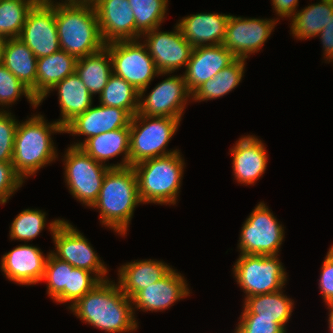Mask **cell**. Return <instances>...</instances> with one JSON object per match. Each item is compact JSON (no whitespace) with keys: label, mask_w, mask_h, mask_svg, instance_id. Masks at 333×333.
<instances>
[{"label":"cell","mask_w":333,"mask_h":333,"mask_svg":"<svg viewBox=\"0 0 333 333\" xmlns=\"http://www.w3.org/2000/svg\"><path fill=\"white\" fill-rule=\"evenodd\" d=\"M114 280H104L69 310L77 318L106 333H129L138 329L132 300Z\"/></svg>","instance_id":"obj_1"},{"label":"cell","mask_w":333,"mask_h":333,"mask_svg":"<svg viewBox=\"0 0 333 333\" xmlns=\"http://www.w3.org/2000/svg\"><path fill=\"white\" fill-rule=\"evenodd\" d=\"M47 121L44 115L34 114L26 121L18 122L12 164L23 181L58 158L51 135L64 133V128L57 121Z\"/></svg>","instance_id":"obj_2"},{"label":"cell","mask_w":333,"mask_h":333,"mask_svg":"<svg viewBox=\"0 0 333 333\" xmlns=\"http://www.w3.org/2000/svg\"><path fill=\"white\" fill-rule=\"evenodd\" d=\"M141 203L135 171L128 166L108 169L98 198L91 208L99 210L103 226L125 236L135 207Z\"/></svg>","instance_id":"obj_3"},{"label":"cell","mask_w":333,"mask_h":333,"mask_svg":"<svg viewBox=\"0 0 333 333\" xmlns=\"http://www.w3.org/2000/svg\"><path fill=\"white\" fill-rule=\"evenodd\" d=\"M55 19L60 50L79 59L105 47L93 3H56Z\"/></svg>","instance_id":"obj_4"},{"label":"cell","mask_w":333,"mask_h":333,"mask_svg":"<svg viewBox=\"0 0 333 333\" xmlns=\"http://www.w3.org/2000/svg\"><path fill=\"white\" fill-rule=\"evenodd\" d=\"M142 204L176 205L185 167L180 151L132 166Z\"/></svg>","instance_id":"obj_5"},{"label":"cell","mask_w":333,"mask_h":333,"mask_svg":"<svg viewBox=\"0 0 333 333\" xmlns=\"http://www.w3.org/2000/svg\"><path fill=\"white\" fill-rule=\"evenodd\" d=\"M181 119L135 114L130 123L129 166L179 149L169 150V144L180 126Z\"/></svg>","instance_id":"obj_6"},{"label":"cell","mask_w":333,"mask_h":333,"mask_svg":"<svg viewBox=\"0 0 333 333\" xmlns=\"http://www.w3.org/2000/svg\"><path fill=\"white\" fill-rule=\"evenodd\" d=\"M48 229L52 235L55 250L50 252L60 260L66 261L76 268L92 272L100 281L109 279L108 268L102 262L91 243L65 219H54L49 222Z\"/></svg>","instance_id":"obj_7"},{"label":"cell","mask_w":333,"mask_h":333,"mask_svg":"<svg viewBox=\"0 0 333 333\" xmlns=\"http://www.w3.org/2000/svg\"><path fill=\"white\" fill-rule=\"evenodd\" d=\"M282 264L279 255L239 254L232 271L247 298L283 289L288 277Z\"/></svg>","instance_id":"obj_8"},{"label":"cell","mask_w":333,"mask_h":333,"mask_svg":"<svg viewBox=\"0 0 333 333\" xmlns=\"http://www.w3.org/2000/svg\"><path fill=\"white\" fill-rule=\"evenodd\" d=\"M142 40L115 41L105 44L111 55L112 73L122 77L138 92H146L160 73Z\"/></svg>","instance_id":"obj_9"},{"label":"cell","mask_w":333,"mask_h":333,"mask_svg":"<svg viewBox=\"0 0 333 333\" xmlns=\"http://www.w3.org/2000/svg\"><path fill=\"white\" fill-rule=\"evenodd\" d=\"M64 180L70 194L86 207H91L98 198L106 172L110 168L95 161L80 147L70 146L65 150Z\"/></svg>","instance_id":"obj_10"},{"label":"cell","mask_w":333,"mask_h":333,"mask_svg":"<svg viewBox=\"0 0 333 333\" xmlns=\"http://www.w3.org/2000/svg\"><path fill=\"white\" fill-rule=\"evenodd\" d=\"M240 232L237 248L245 255H279L285 239L283 225L263 201L254 207Z\"/></svg>","instance_id":"obj_11"},{"label":"cell","mask_w":333,"mask_h":333,"mask_svg":"<svg viewBox=\"0 0 333 333\" xmlns=\"http://www.w3.org/2000/svg\"><path fill=\"white\" fill-rule=\"evenodd\" d=\"M145 94L139 92L137 114L181 120L187 103L192 99L183 74L170 75L158 83L148 95Z\"/></svg>","instance_id":"obj_12"},{"label":"cell","mask_w":333,"mask_h":333,"mask_svg":"<svg viewBox=\"0 0 333 333\" xmlns=\"http://www.w3.org/2000/svg\"><path fill=\"white\" fill-rule=\"evenodd\" d=\"M279 20L230 15L223 46L236 58L249 59L265 45Z\"/></svg>","instance_id":"obj_13"},{"label":"cell","mask_w":333,"mask_h":333,"mask_svg":"<svg viewBox=\"0 0 333 333\" xmlns=\"http://www.w3.org/2000/svg\"><path fill=\"white\" fill-rule=\"evenodd\" d=\"M36 58L46 57L60 50L55 19V3L39 0L29 11L18 37Z\"/></svg>","instance_id":"obj_14"},{"label":"cell","mask_w":333,"mask_h":333,"mask_svg":"<svg viewBox=\"0 0 333 333\" xmlns=\"http://www.w3.org/2000/svg\"><path fill=\"white\" fill-rule=\"evenodd\" d=\"M160 27L141 35L150 56L160 73H174L186 68L193 46L182 36L176 24L173 31H161ZM143 36V37H142Z\"/></svg>","instance_id":"obj_15"},{"label":"cell","mask_w":333,"mask_h":333,"mask_svg":"<svg viewBox=\"0 0 333 333\" xmlns=\"http://www.w3.org/2000/svg\"><path fill=\"white\" fill-rule=\"evenodd\" d=\"M132 115L125 109L109 107L102 104L90 106L84 113L77 115L64 127V133L72 136H86L83 142L72 143L70 146L80 147L87 139L116 130L130 127Z\"/></svg>","instance_id":"obj_16"},{"label":"cell","mask_w":333,"mask_h":333,"mask_svg":"<svg viewBox=\"0 0 333 333\" xmlns=\"http://www.w3.org/2000/svg\"><path fill=\"white\" fill-rule=\"evenodd\" d=\"M189 294L185 277L172 268L163 278L142 289L131 299L134 315L135 309L143 312L168 310L180 299L190 296Z\"/></svg>","instance_id":"obj_17"},{"label":"cell","mask_w":333,"mask_h":333,"mask_svg":"<svg viewBox=\"0 0 333 333\" xmlns=\"http://www.w3.org/2000/svg\"><path fill=\"white\" fill-rule=\"evenodd\" d=\"M48 254L32 244H20L1 257L3 275L19 285H35L41 282Z\"/></svg>","instance_id":"obj_18"},{"label":"cell","mask_w":333,"mask_h":333,"mask_svg":"<svg viewBox=\"0 0 333 333\" xmlns=\"http://www.w3.org/2000/svg\"><path fill=\"white\" fill-rule=\"evenodd\" d=\"M233 176L239 184L255 185L263 176L268 163L266 146L256 135L241 136L229 149Z\"/></svg>","instance_id":"obj_19"},{"label":"cell","mask_w":333,"mask_h":333,"mask_svg":"<svg viewBox=\"0 0 333 333\" xmlns=\"http://www.w3.org/2000/svg\"><path fill=\"white\" fill-rule=\"evenodd\" d=\"M93 6L105 44L135 40V19L128 0H94Z\"/></svg>","instance_id":"obj_20"},{"label":"cell","mask_w":333,"mask_h":333,"mask_svg":"<svg viewBox=\"0 0 333 333\" xmlns=\"http://www.w3.org/2000/svg\"><path fill=\"white\" fill-rule=\"evenodd\" d=\"M235 59L236 57L223 44L194 47L183 72L189 92L192 94Z\"/></svg>","instance_id":"obj_21"},{"label":"cell","mask_w":333,"mask_h":333,"mask_svg":"<svg viewBox=\"0 0 333 333\" xmlns=\"http://www.w3.org/2000/svg\"><path fill=\"white\" fill-rule=\"evenodd\" d=\"M230 14L196 13L182 17L177 23L182 36L193 46L223 44Z\"/></svg>","instance_id":"obj_22"},{"label":"cell","mask_w":333,"mask_h":333,"mask_svg":"<svg viewBox=\"0 0 333 333\" xmlns=\"http://www.w3.org/2000/svg\"><path fill=\"white\" fill-rule=\"evenodd\" d=\"M172 266L157 259L134 260L118 268V286L132 299L139 291L163 278Z\"/></svg>","instance_id":"obj_23"},{"label":"cell","mask_w":333,"mask_h":333,"mask_svg":"<svg viewBox=\"0 0 333 333\" xmlns=\"http://www.w3.org/2000/svg\"><path fill=\"white\" fill-rule=\"evenodd\" d=\"M80 148L95 161L110 168H123L129 166L130 127L118 128L87 139ZM122 156L117 164H106V161Z\"/></svg>","instance_id":"obj_24"},{"label":"cell","mask_w":333,"mask_h":333,"mask_svg":"<svg viewBox=\"0 0 333 333\" xmlns=\"http://www.w3.org/2000/svg\"><path fill=\"white\" fill-rule=\"evenodd\" d=\"M53 90L58 91L61 112V118L56 121L63 128L77 115L84 113L93 104V96L76 73L67 76L50 89L39 101V106Z\"/></svg>","instance_id":"obj_25"},{"label":"cell","mask_w":333,"mask_h":333,"mask_svg":"<svg viewBox=\"0 0 333 333\" xmlns=\"http://www.w3.org/2000/svg\"><path fill=\"white\" fill-rule=\"evenodd\" d=\"M77 58L59 50L37 59L36 87L31 94L39 102L58 82L75 73Z\"/></svg>","instance_id":"obj_26"},{"label":"cell","mask_w":333,"mask_h":333,"mask_svg":"<svg viewBox=\"0 0 333 333\" xmlns=\"http://www.w3.org/2000/svg\"><path fill=\"white\" fill-rule=\"evenodd\" d=\"M283 292L281 289L245 298L241 314H257L258 318L274 319L287 332L285 326L292 316L294 301Z\"/></svg>","instance_id":"obj_27"},{"label":"cell","mask_w":333,"mask_h":333,"mask_svg":"<svg viewBox=\"0 0 333 333\" xmlns=\"http://www.w3.org/2000/svg\"><path fill=\"white\" fill-rule=\"evenodd\" d=\"M2 64L30 91L36 87L37 58L19 38L6 39Z\"/></svg>","instance_id":"obj_28"},{"label":"cell","mask_w":333,"mask_h":333,"mask_svg":"<svg viewBox=\"0 0 333 333\" xmlns=\"http://www.w3.org/2000/svg\"><path fill=\"white\" fill-rule=\"evenodd\" d=\"M75 73L80 77L91 95L102 93L112 74L111 55L106 47L98 52L79 58Z\"/></svg>","instance_id":"obj_29"},{"label":"cell","mask_w":333,"mask_h":333,"mask_svg":"<svg viewBox=\"0 0 333 333\" xmlns=\"http://www.w3.org/2000/svg\"><path fill=\"white\" fill-rule=\"evenodd\" d=\"M333 13V0H320L297 10L291 18L290 32L298 40L317 37Z\"/></svg>","instance_id":"obj_30"},{"label":"cell","mask_w":333,"mask_h":333,"mask_svg":"<svg viewBox=\"0 0 333 333\" xmlns=\"http://www.w3.org/2000/svg\"><path fill=\"white\" fill-rule=\"evenodd\" d=\"M246 59L236 58L230 65L219 71L213 78L200 85L192 93V101L201 102L223 97L235 89L245 73Z\"/></svg>","instance_id":"obj_31"},{"label":"cell","mask_w":333,"mask_h":333,"mask_svg":"<svg viewBox=\"0 0 333 333\" xmlns=\"http://www.w3.org/2000/svg\"><path fill=\"white\" fill-rule=\"evenodd\" d=\"M99 104L125 109L134 116L139 109V92L122 77L112 73L99 95Z\"/></svg>","instance_id":"obj_32"},{"label":"cell","mask_w":333,"mask_h":333,"mask_svg":"<svg viewBox=\"0 0 333 333\" xmlns=\"http://www.w3.org/2000/svg\"><path fill=\"white\" fill-rule=\"evenodd\" d=\"M135 19V40L160 27L168 14V0H128Z\"/></svg>","instance_id":"obj_33"},{"label":"cell","mask_w":333,"mask_h":333,"mask_svg":"<svg viewBox=\"0 0 333 333\" xmlns=\"http://www.w3.org/2000/svg\"><path fill=\"white\" fill-rule=\"evenodd\" d=\"M39 0H0V36L18 38L29 11Z\"/></svg>","instance_id":"obj_34"},{"label":"cell","mask_w":333,"mask_h":333,"mask_svg":"<svg viewBox=\"0 0 333 333\" xmlns=\"http://www.w3.org/2000/svg\"><path fill=\"white\" fill-rule=\"evenodd\" d=\"M73 266L48 252L41 282H47V294L56 303H68L69 271Z\"/></svg>","instance_id":"obj_35"},{"label":"cell","mask_w":333,"mask_h":333,"mask_svg":"<svg viewBox=\"0 0 333 333\" xmlns=\"http://www.w3.org/2000/svg\"><path fill=\"white\" fill-rule=\"evenodd\" d=\"M46 213L40 209H24L11 223L10 240H19L28 243L35 239L46 227Z\"/></svg>","instance_id":"obj_36"},{"label":"cell","mask_w":333,"mask_h":333,"mask_svg":"<svg viewBox=\"0 0 333 333\" xmlns=\"http://www.w3.org/2000/svg\"><path fill=\"white\" fill-rule=\"evenodd\" d=\"M25 96L27 101L35 109L39 106V102L31 94V91L17 77H15L3 64H0V110L8 108L19 100L21 96ZM9 106V107H8ZM3 107H5L3 109Z\"/></svg>","instance_id":"obj_37"},{"label":"cell","mask_w":333,"mask_h":333,"mask_svg":"<svg viewBox=\"0 0 333 333\" xmlns=\"http://www.w3.org/2000/svg\"><path fill=\"white\" fill-rule=\"evenodd\" d=\"M100 282L92 272L73 267L68 279V309Z\"/></svg>","instance_id":"obj_38"},{"label":"cell","mask_w":333,"mask_h":333,"mask_svg":"<svg viewBox=\"0 0 333 333\" xmlns=\"http://www.w3.org/2000/svg\"><path fill=\"white\" fill-rule=\"evenodd\" d=\"M18 120L9 110H0V162L12 163Z\"/></svg>","instance_id":"obj_39"},{"label":"cell","mask_w":333,"mask_h":333,"mask_svg":"<svg viewBox=\"0 0 333 333\" xmlns=\"http://www.w3.org/2000/svg\"><path fill=\"white\" fill-rule=\"evenodd\" d=\"M233 333H287L274 319L258 318L257 314H241Z\"/></svg>","instance_id":"obj_40"},{"label":"cell","mask_w":333,"mask_h":333,"mask_svg":"<svg viewBox=\"0 0 333 333\" xmlns=\"http://www.w3.org/2000/svg\"><path fill=\"white\" fill-rule=\"evenodd\" d=\"M24 182L15 172L12 163L0 162V204H6Z\"/></svg>","instance_id":"obj_41"},{"label":"cell","mask_w":333,"mask_h":333,"mask_svg":"<svg viewBox=\"0 0 333 333\" xmlns=\"http://www.w3.org/2000/svg\"><path fill=\"white\" fill-rule=\"evenodd\" d=\"M319 290L326 305H333V248L330 247L321 266Z\"/></svg>","instance_id":"obj_42"},{"label":"cell","mask_w":333,"mask_h":333,"mask_svg":"<svg viewBox=\"0 0 333 333\" xmlns=\"http://www.w3.org/2000/svg\"><path fill=\"white\" fill-rule=\"evenodd\" d=\"M323 45V56L325 61L333 62V13L330 15L327 25L317 35Z\"/></svg>","instance_id":"obj_43"},{"label":"cell","mask_w":333,"mask_h":333,"mask_svg":"<svg viewBox=\"0 0 333 333\" xmlns=\"http://www.w3.org/2000/svg\"><path fill=\"white\" fill-rule=\"evenodd\" d=\"M273 10L280 18H292L297 11L298 0H271Z\"/></svg>","instance_id":"obj_44"},{"label":"cell","mask_w":333,"mask_h":333,"mask_svg":"<svg viewBox=\"0 0 333 333\" xmlns=\"http://www.w3.org/2000/svg\"><path fill=\"white\" fill-rule=\"evenodd\" d=\"M49 3H58V4H86V0H61V2H55L54 0H46Z\"/></svg>","instance_id":"obj_45"},{"label":"cell","mask_w":333,"mask_h":333,"mask_svg":"<svg viewBox=\"0 0 333 333\" xmlns=\"http://www.w3.org/2000/svg\"><path fill=\"white\" fill-rule=\"evenodd\" d=\"M327 309L329 311V318H328V330L330 331V333H333V305H327Z\"/></svg>","instance_id":"obj_46"},{"label":"cell","mask_w":333,"mask_h":333,"mask_svg":"<svg viewBox=\"0 0 333 333\" xmlns=\"http://www.w3.org/2000/svg\"><path fill=\"white\" fill-rule=\"evenodd\" d=\"M5 44H6V38H4L3 36H0V64H2V57H3Z\"/></svg>","instance_id":"obj_47"},{"label":"cell","mask_w":333,"mask_h":333,"mask_svg":"<svg viewBox=\"0 0 333 333\" xmlns=\"http://www.w3.org/2000/svg\"><path fill=\"white\" fill-rule=\"evenodd\" d=\"M94 0H86V4L87 3H93Z\"/></svg>","instance_id":"obj_48"}]
</instances>
